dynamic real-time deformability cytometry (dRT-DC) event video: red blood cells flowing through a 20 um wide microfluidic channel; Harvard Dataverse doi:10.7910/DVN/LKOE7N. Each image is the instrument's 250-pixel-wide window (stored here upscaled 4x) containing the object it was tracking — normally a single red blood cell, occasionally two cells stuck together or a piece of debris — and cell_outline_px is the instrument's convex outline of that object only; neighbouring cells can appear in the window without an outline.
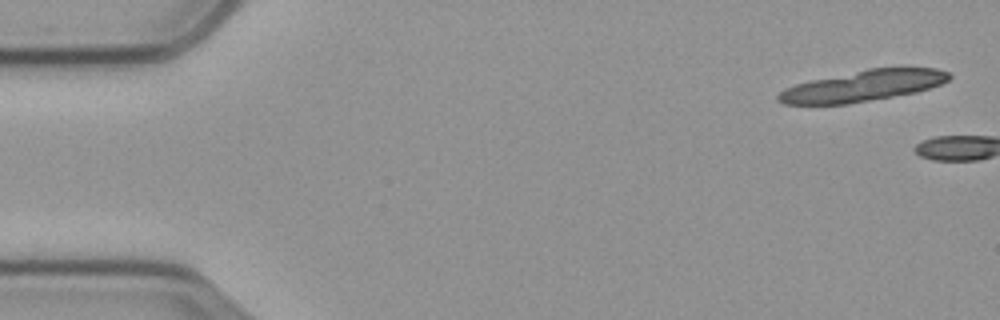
{"species": "common noctule bat (a hibernating species)", "species_latin": "Nyctalus noctula", "temperature_condition": "cold", "stored_images_in_passage": 4, "camera_frame_rate_fps": 3000, "um_per_image_px": 0.085, "animal": {"sex": "male", "body_mass_g": 23.1, "forearm_length_mm": 52.7}, "frame": {"image": 1, "passage_image": 2, "time_ms": 0.333, "image_size_px": [1000, 320], "cell_outline_px": [[952, 76], [948, 80], [940, 84], [916, 92], [848, 104], [784, 104], [776, 100], [776, 96], [784, 88], [796, 84], [812, 80], [868, 68], [936, 68], [948, 72]], "centroid_in_image_um": [73.33, 7.3], "position_along_channel_um": 11.7, "area_um2": 30.58}}